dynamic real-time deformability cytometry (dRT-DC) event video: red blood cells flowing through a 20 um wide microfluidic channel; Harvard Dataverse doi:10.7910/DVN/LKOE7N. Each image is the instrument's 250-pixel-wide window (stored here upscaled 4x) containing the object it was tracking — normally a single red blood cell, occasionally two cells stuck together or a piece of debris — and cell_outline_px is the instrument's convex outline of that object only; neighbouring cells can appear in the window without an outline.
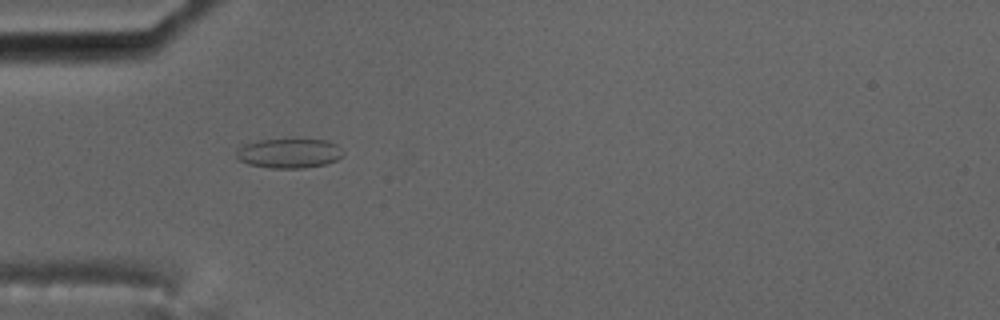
{"species": "common noctule bat (a hibernating species)", "species_latin": "Nyctalus noctula", "temperature_condition": "cold", "stored_images_in_passage": 6, "camera_frame_rate_fps": 3000, "um_per_image_px": 0.085, "animal": {"sex": "male", "body_mass_g": 17.5, "forearm_length_mm": 52.3}, "frame": {"image": 1, "passage_image": 5, "time_ms": 4.667, "image_size_px": [1000, 320], "cell_outline_px": [[344, 156], [336, 160], [324, 164], [304, 168], [272, 168], [248, 164], [240, 160], [236, 156], [236, 152], [244, 144], [260, 140], [328, 140], [336, 144], [344, 152]], "centroid_in_image_um": [24.6, 13.03], "position_along_channel_um": 60.4, "area_um2": 18.21}}